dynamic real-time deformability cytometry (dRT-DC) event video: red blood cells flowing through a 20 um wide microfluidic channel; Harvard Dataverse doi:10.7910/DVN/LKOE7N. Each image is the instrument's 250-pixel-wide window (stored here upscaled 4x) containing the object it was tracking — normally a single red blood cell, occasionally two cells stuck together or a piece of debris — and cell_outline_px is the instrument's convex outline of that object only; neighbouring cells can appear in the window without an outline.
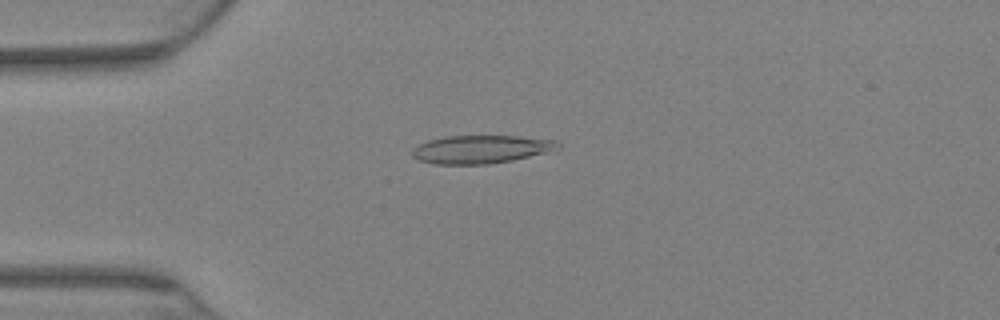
{"species": "Egyptian fruit bat (a non-hibernating species)", "species_latin": "Rousettus aegyptiacus", "temperature_condition": "warm", "stored_images_in_passage": 26, "camera_frame_rate_fps": 3000, "um_per_image_px": 0.085, "animal": {"sex": "female"}, "frame": {"image": 1, "passage_image": 16, "time_ms": 5.0, "image_size_px": [1000, 320], "cell_outline_px": [[560, 148], [512, 160], [488, 164], [432, 164], [420, 160], [412, 156], [412, 148], [428, 140], [444, 136], [520, 136], [556, 140], [560, 144]], "centroid_in_image_um": [40.85, 12.68], "position_along_channel_um": 44.2, "area_um2": 23.76}}
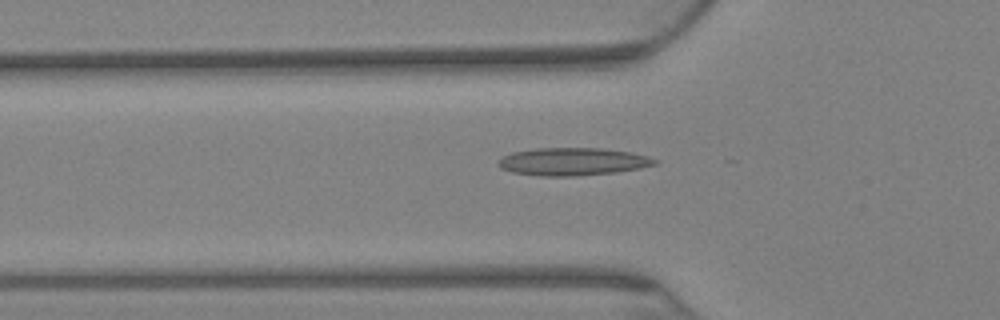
{"frame": {"image": 2, "passage_image": 22, "time_ms": 7.0, "image_size_px": [1000, 320], "cell_outline_px": [[656, 164], [640, 168], [616, 172], [572, 176], [540, 176], [512, 172], [500, 168], [496, 164], [500, 156], [512, 152], [536, 148], [604, 148], [632, 152], [648, 156], [656, 160]], "centroid_in_image_um": [48.63, 13.73], "position_along_channel_um": 77.2, "area_um2": 25.43}}